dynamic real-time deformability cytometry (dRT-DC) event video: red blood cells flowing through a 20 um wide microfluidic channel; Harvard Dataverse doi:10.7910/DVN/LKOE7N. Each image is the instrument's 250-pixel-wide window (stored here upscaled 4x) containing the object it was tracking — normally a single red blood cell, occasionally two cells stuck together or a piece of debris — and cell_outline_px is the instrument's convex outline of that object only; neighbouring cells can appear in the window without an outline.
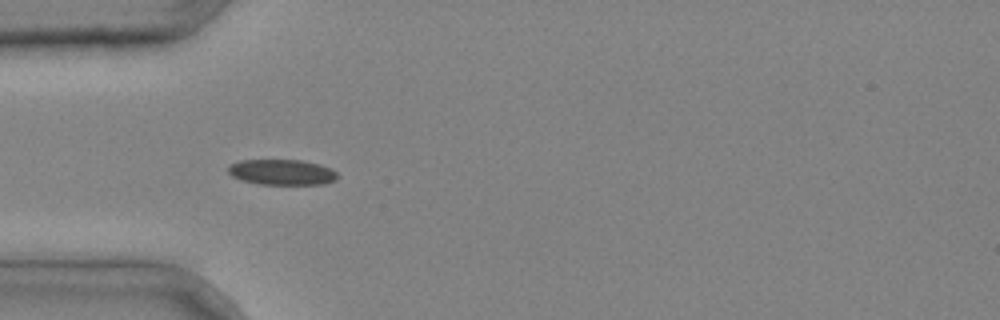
{"species": "common noctule bat (a hibernating species)", "species_latin": "Nyctalus noctula", "temperature_condition": "cold", "stored_images_in_passage": 30, "camera_frame_rate_fps": 3000, "um_per_image_px": 0.085, "animal": {"sex": "male", "body_mass_g": 20.4}, "frame": {"image": 1, "passage_image": 1, "time_ms": 0.0, "image_size_px": [1000, 320], "cell_outline_px": [[336, 180], [324, 184], [260, 184], [240, 180], [232, 176], [228, 172], [228, 164], [240, 160], [300, 160], [320, 164], [332, 168], [336, 172]], "centroid_in_image_um": [23.94, 14.63], "position_along_channel_um": 61.1, "area_um2": 16.36}}
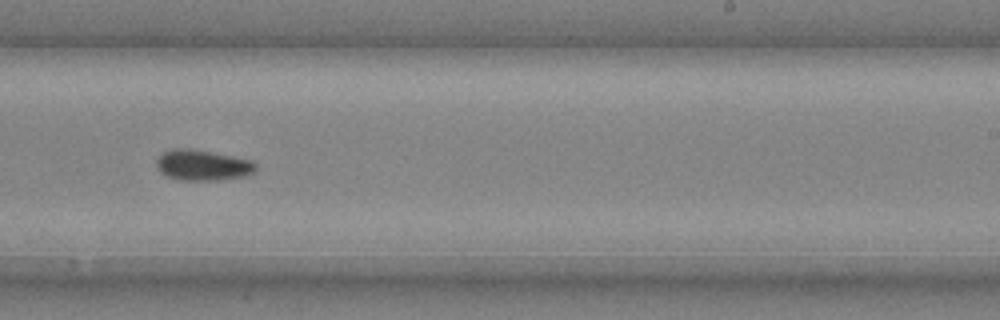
{"frame": {"image": 2, "passage_image": 15, "time_ms": 4.667, "image_size_px": [1000, 320], "cell_outline_px": [[256, 168], [252, 172], [240, 176], [220, 180], [180, 180], [168, 176], [156, 164], [156, 160], [164, 152], [172, 148], [188, 148], [232, 156], [252, 160], [256, 164]], "centroid_in_image_um": [17.22, 14.03], "position_along_channel_um": 271.8, "area_um2": 17.28}}
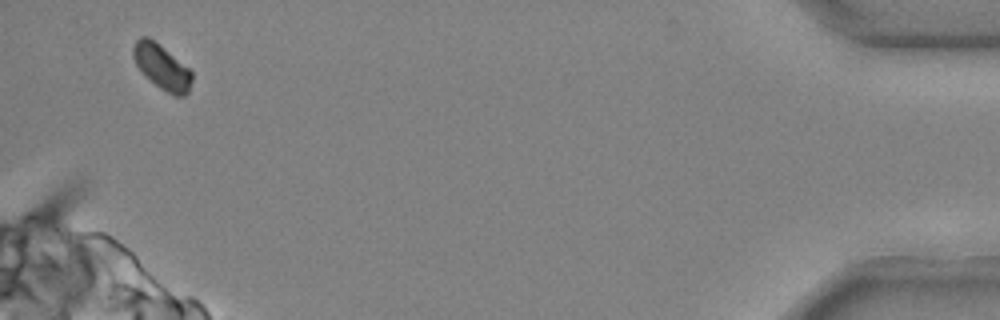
{"frame": {"image": 3, "passage_image": 29, "time_ms": 9.333, "image_size_px": [1000, 320], "cell_outline_px": [[192, 80], [188, 92], [184, 96], [176, 96], [160, 88], [136, 64], [132, 56], [132, 48], [136, 40], [140, 36], [148, 36], [188, 68], [192, 72]], "centroid_in_image_um": [13.75, 5.67], "position_along_channel_um": 421.4, "area_um2": 14.8}}